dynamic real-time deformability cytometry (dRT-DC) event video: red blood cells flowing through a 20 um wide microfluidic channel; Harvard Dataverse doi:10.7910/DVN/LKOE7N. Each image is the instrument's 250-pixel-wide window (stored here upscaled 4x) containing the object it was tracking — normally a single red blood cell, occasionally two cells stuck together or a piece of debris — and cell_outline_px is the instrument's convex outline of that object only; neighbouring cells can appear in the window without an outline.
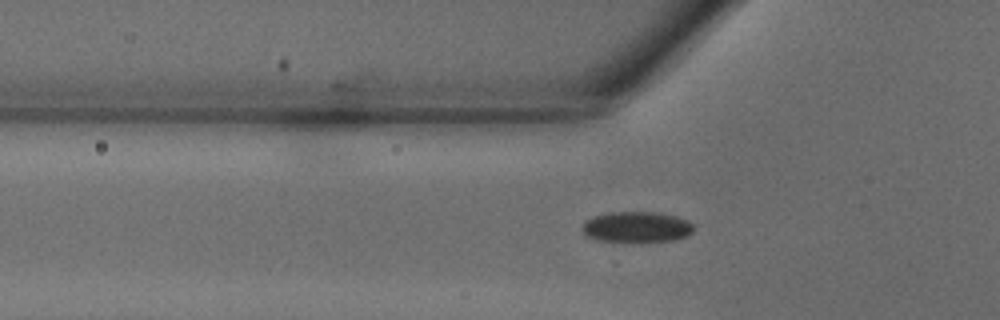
{"species": "common noctule bat (a hibernating species)", "species_latin": "Nyctalus noctula", "temperature_condition": "warm", "stored_images_in_passage": 28, "camera_frame_rate_fps": 3000, "um_per_image_px": 0.085, "animal": {"sex": "male", "body_mass_g": 18.8}, "frame": {"image": 1, "passage_image": 5, "time_ms": 1.333, "image_size_px": [1000, 320], "cell_outline_px": [[692, 232], [688, 236], [672, 240], [644, 244], [632, 244], [596, 240], [584, 236], [580, 228], [584, 220], [592, 216], [608, 212], [656, 212], [676, 216], [688, 220], [692, 224]], "centroid_in_image_um": [54.04, 19.34], "position_along_channel_um": 71.8, "area_um2": 21.1}}
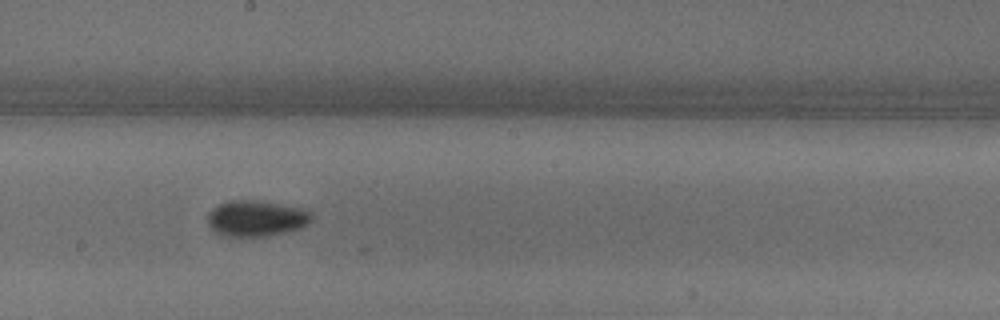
{"frame": {"image": 2, "passage_image": 14, "time_ms": 4.333, "image_size_px": [1000, 320], "cell_outline_px": [[312, 220], [308, 224], [300, 228], [288, 232], [264, 236], [224, 236], [216, 232], [208, 224], [208, 212], [212, 208], [220, 204], [232, 200], [252, 200], [300, 208], [308, 212], [312, 216]], "centroid_in_image_um": [21.76, 18.57], "position_along_channel_um": 226.4, "area_um2": 21.44}}
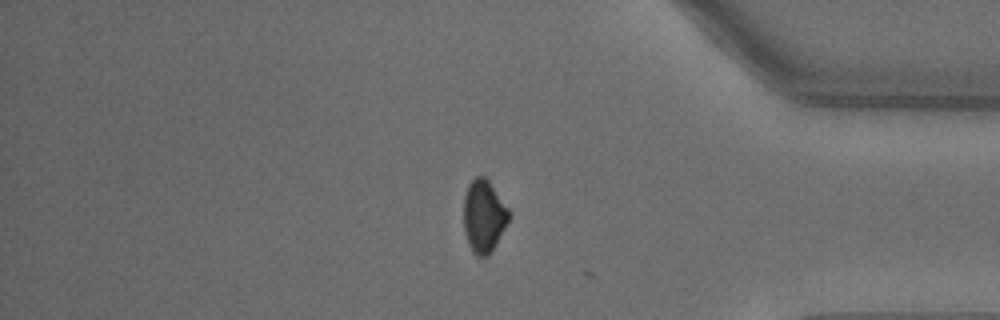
{"frame": {"image": 3, "passage_image": 25, "time_ms": 8.0, "image_size_px": [1000, 320], "cell_outline_px": [[508, 220], [496, 244], [488, 256], [476, 256], [472, 252], [468, 244], [464, 232], [464, 196], [468, 184], [476, 176], [484, 176], [488, 180], [508, 208]], "centroid_in_image_um": [41.09, 18.38], "position_along_channel_um": 394.1, "area_um2": 18.9}}